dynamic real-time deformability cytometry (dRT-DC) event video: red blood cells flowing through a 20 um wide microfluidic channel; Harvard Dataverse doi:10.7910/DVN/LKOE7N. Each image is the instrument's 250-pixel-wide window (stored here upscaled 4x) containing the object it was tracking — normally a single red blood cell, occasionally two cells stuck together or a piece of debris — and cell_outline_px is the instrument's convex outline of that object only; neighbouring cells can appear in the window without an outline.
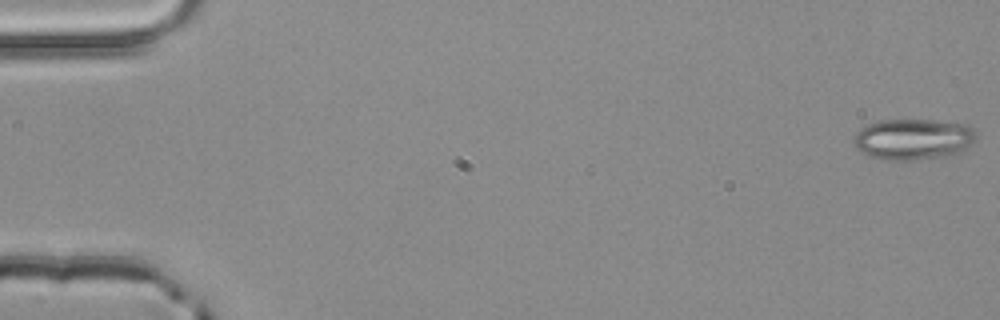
{"species": "common noctule bat (a hibernating species)", "species_latin": "Nyctalus noctula", "temperature_condition": "room temperature", "stored_images_in_passage": 4, "camera_frame_rate_fps": 3000, "um_per_image_px": 0.085, "animal": {"sex": "male", "body_mass_g": 20.4}, "frame": {"image": 1, "passage_image": 1, "time_ms": 0.0, "image_size_px": [1000, 320], "cell_outline_px": [[976, 140], [972, 144], [960, 152], [952, 156], [908, 160], [884, 160], [860, 152], [852, 144], [852, 140], [856, 132], [860, 128], [868, 124], [880, 120], [932, 120], [968, 124], [976, 132]], "centroid_in_image_um": [77.62, 11.83], "position_along_channel_um": 7.4, "area_um2": 29.65}}